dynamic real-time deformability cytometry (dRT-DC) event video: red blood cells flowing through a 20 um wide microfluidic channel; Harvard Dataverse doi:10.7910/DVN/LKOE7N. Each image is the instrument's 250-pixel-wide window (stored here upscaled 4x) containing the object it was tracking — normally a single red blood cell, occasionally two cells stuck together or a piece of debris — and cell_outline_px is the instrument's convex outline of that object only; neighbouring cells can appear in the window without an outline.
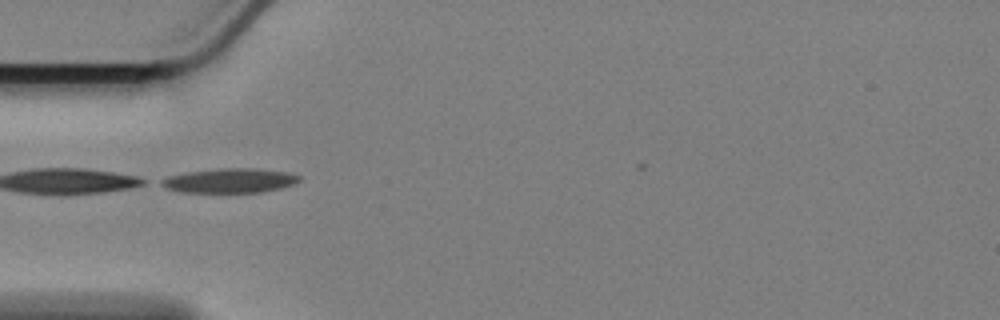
{"species": "Egyptian fruit bat (a non-hibernating species)", "species_latin": "Rousettus aegyptiacus", "temperature_condition": "cold", "stored_images_in_passage": 37, "camera_frame_rate_fps": 3000, "um_per_image_px": 0.085, "animal": {"sex": "female"}, "frame": {"image": 1, "passage_image": 1, "time_ms": 0.0, "image_size_px": [1000, 320], "cell_outline_px": [[300, 180], [296, 184], [280, 188], [260, 192], [184, 192], [168, 188], [160, 184], [160, 180], [168, 176], [188, 172], [220, 168], [256, 168], [288, 172], [300, 176]], "centroid_in_image_um": [19.58, 15.34], "position_along_channel_um": 65.4, "area_um2": 19.54}, "authors_computed_cell_mechanics": {"area_um2": 18.9584, "velocity_mm_per_s": 3.3912, "shape_relaxation_time_tau1_ms": 3.8441, "shape_relaxation_time_tau2_ms": null, "deformation_change_tau1": 0.108, "deformation_change_tau2": null}}